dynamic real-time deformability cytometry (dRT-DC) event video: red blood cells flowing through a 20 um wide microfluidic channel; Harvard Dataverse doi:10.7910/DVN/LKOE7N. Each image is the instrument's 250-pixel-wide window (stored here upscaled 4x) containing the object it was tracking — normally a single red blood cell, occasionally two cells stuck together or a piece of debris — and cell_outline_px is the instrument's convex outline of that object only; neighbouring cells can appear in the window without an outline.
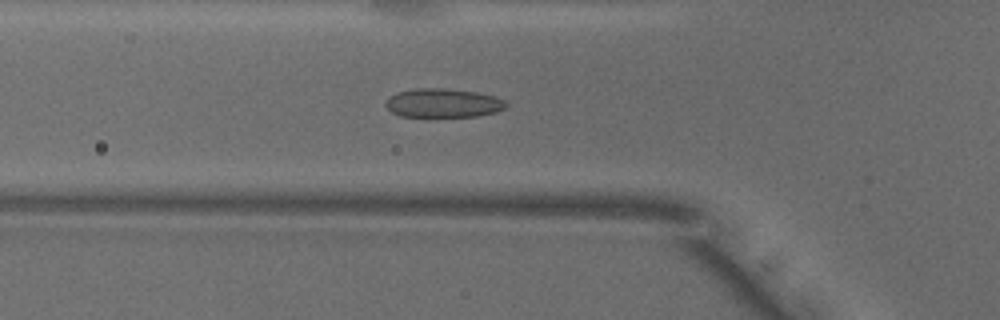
{"species": "common noctule bat (a hibernating species)", "species_latin": "Nyctalus noctula", "temperature_condition": "warm", "stored_images_in_passage": 51, "camera_frame_rate_fps": 3000, "um_per_image_px": 0.085, "animal": {"sex": "male", "body_mass_g": 18.8}, "frame": {"image": 1, "passage_image": 17, "time_ms": 5.333, "image_size_px": [1000, 320], "cell_outline_px": [[508, 108], [496, 112], [476, 116], [400, 116], [392, 112], [384, 104], [388, 96], [396, 92], [416, 88], [444, 88], [476, 92], [496, 96], [504, 100], [508, 104]], "centroid_in_image_um": [37.67, 8.75], "position_along_channel_um": 88.1, "area_um2": 20.4}}
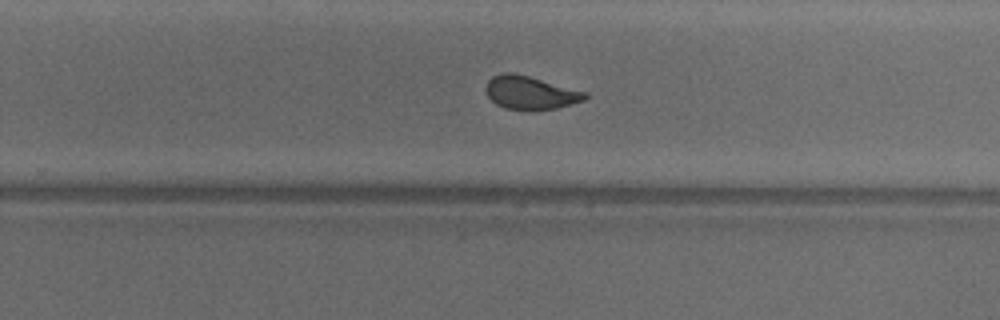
{"frame": {"image": 2, "passage_image": 32, "time_ms": 10.333, "image_size_px": [1000, 320], "cell_outline_px": [[588, 96], [584, 100], [556, 108], [532, 112], [528, 112], [504, 108], [496, 104], [484, 92], [484, 88], [488, 80], [492, 76], [504, 72], [512, 72], [528, 76], [588, 92]], "centroid_in_image_um": [45.05, 7.9], "position_along_channel_um": 284.8, "area_um2": 19.65}}
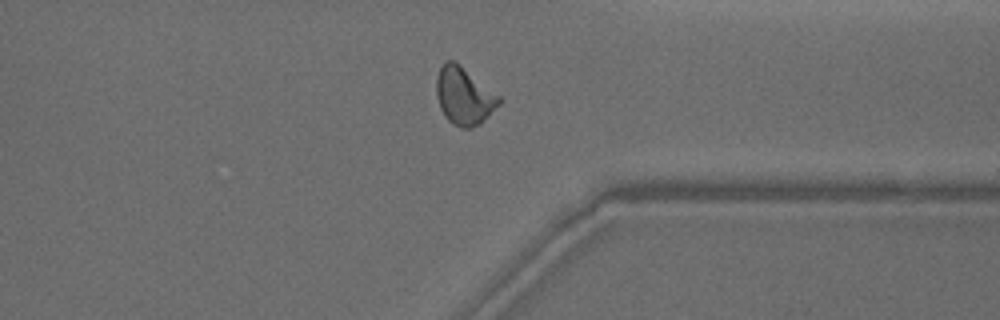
{"frame": {"image": 3, "passage_image": 39, "time_ms": 12.667, "image_size_px": [1000, 320], "cell_outline_px": [[500, 104], [480, 124], [468, 128], [464, 128], [452, 124], [444, 116], [440, 108], [436, 96], [436, 76], [440, 68], [448, 60], [452, 60], [500, 96]], "centroid_in_image_um": [39.42, 8.19], "position_along_channel_um": 372.0, "area_um2": 20.58}, "authors_computed_cell_mechanics": {"area_um2": 20.4034, "velocity_mm_per_s": 3.9197, "shape_relaxation_time_tau1_ms": 5.3212, "shape_relaxation_time_tau2_ms": 0.7358, "deformation_change_tau1": 0.1594, "deformation_change_tau2": 0.0434}}